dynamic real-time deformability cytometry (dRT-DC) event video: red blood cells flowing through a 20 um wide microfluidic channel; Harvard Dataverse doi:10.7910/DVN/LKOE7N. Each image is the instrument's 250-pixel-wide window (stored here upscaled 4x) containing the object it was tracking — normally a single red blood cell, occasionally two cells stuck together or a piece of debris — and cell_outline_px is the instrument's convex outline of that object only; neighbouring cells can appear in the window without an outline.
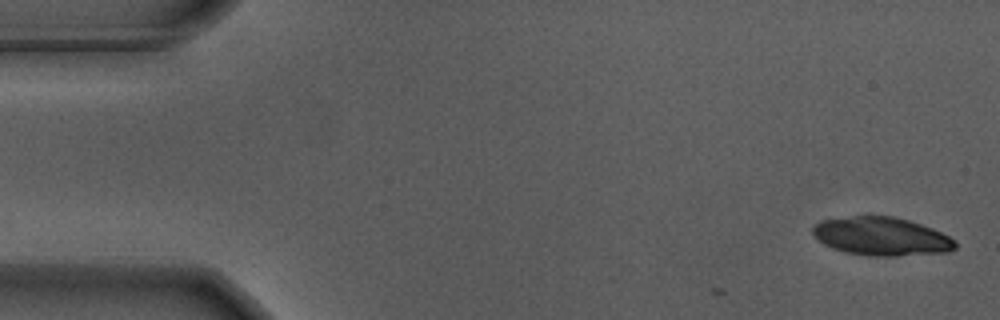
{"species": "Egyptian fruit bat (a non-hibernating species)", "species_latin": "Rousettus aegyptiacus", "temperature_condition": "warm", "stored_images_in_passage": 7, "camera_frame_rate_fps": 3000, "um_per_image_px": 0.085, "animal": {"sex": "male"}, "frame": {"image": 1, "passage_image": 1, "time_ms": 0.0, "image_size_px": [1000, 320], "cell_outline_px": [[956, 248], [948, 252], [900, 256], [868, 256], [844, 252], [832, 248], [824, 244], [812, 232], [812, 228], [820, 220], [852, 216], [892, 216], [908, 220], [932, 228], [956, 240]], "centroid_in_image_um": [74.93, 20.1], "position_along_channel_um": 10.1, "area_um2": 31.91}}